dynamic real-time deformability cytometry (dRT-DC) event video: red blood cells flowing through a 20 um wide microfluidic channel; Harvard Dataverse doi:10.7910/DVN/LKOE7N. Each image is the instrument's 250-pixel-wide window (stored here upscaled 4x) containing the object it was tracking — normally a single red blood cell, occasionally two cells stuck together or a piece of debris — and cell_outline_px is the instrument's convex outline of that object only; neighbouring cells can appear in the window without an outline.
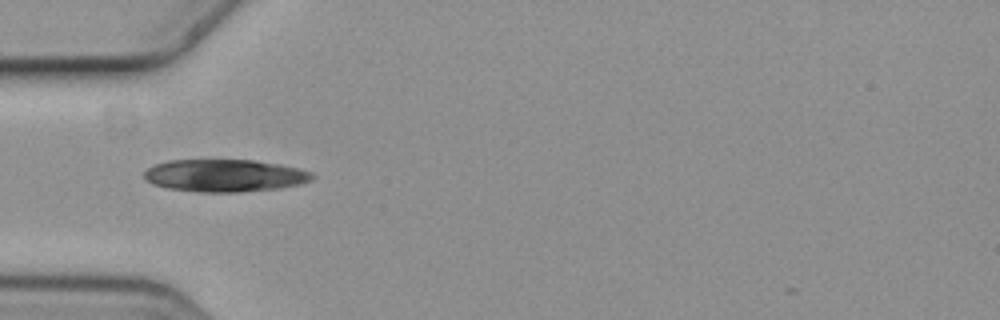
{"species": "common noctule bat (a hibernating species)", "species_latin": "Nyctalus noctula", "temperature_condition": "cold", "stored_images_in_passage": 7, "camera_frame_rate_fps": 3000, "um_per_image_px": 0.085, "animal": {"sex": "female", "body_mass_g": 19.3, "forearm_length_mm": 54.1}, "frame": {"image": 1, "passage_image": 4, "time_ms": 1.0, "image_size_px": [1000, 320], "cell_outline_px": [[316, 176], [312, 180], [300, 184], [280, 188], [240, 192], [196, 192], [168, 188], [152, 184], [144, 180], [144, 172], [148, 168], [156, 164], [168, 160], [252, 160], [280, 164], [300, 168], [312, 172]], "centroid_in_image_um": [19.12, 14.92], "position_along_channel_um": 65.9, "area_um2": 32.02}}